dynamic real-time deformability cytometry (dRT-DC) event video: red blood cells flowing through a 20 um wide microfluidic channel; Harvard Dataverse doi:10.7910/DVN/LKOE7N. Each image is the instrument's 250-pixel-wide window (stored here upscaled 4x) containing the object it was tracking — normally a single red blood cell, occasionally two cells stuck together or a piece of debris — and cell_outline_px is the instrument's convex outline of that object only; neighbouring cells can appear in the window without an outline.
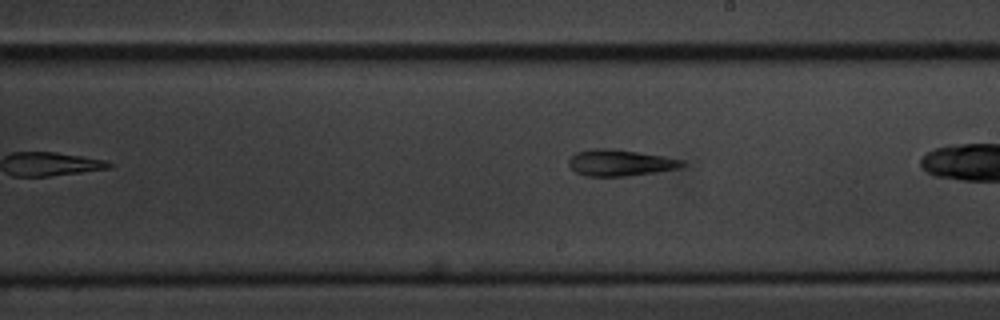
{"species": "common noctule bat (a hibernating species)", "species_latin": "Nyctalus noctula", "temperature_condition": "cold", "stored_images_in_passage": 27, "camera_frame_rate_fps": 3000, "um_per_image_px": 0.085, "animal": {"sex": "male", "body_mass_g": 20.1, "forearm_length_mm": 53.5}, "frame": {"image": 1, "passage_image": 16, "time_ms": 5.0, "image_size_px": [1000, 320], "cell_outline_px": [[684, 164], [676, 168], [656, 172], [624, 176], [584, 176], [576, 172], [568, 164], [568, 160], [576, 152], [592, 148], [612, 148], [664, 156], [680, 160]], "centroid_in_image_um": [52.63, 13.83], "position_along_channel_um": 236.4, "area_um2": 17.22}}
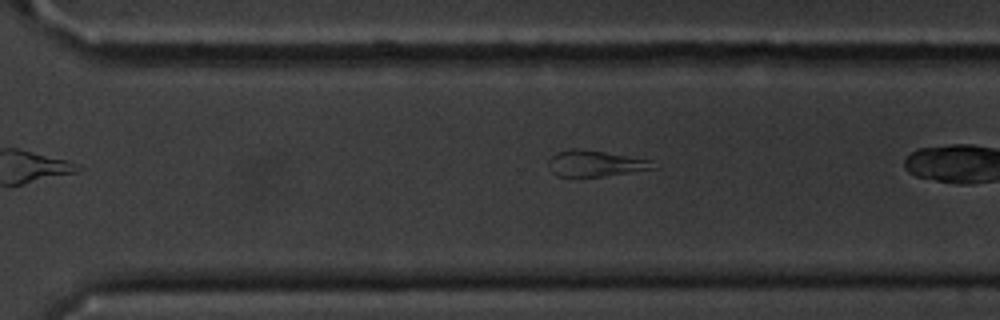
{"frame": {"image": 2, "passage_image": 23, "time_ms": 7.333, "image_size_px": [1000, 320], "cell_outline_px": [[660, 168], [600, 176], [556, 176], [552, 172], [548, 160], [556, 152], [572, 148], [580, 148], [604, 152], [648, 160]], "centroid_in_image_um": [50.57, 13.89], "position_along_channel_um": 320.0, "area_um2": 15.61}}